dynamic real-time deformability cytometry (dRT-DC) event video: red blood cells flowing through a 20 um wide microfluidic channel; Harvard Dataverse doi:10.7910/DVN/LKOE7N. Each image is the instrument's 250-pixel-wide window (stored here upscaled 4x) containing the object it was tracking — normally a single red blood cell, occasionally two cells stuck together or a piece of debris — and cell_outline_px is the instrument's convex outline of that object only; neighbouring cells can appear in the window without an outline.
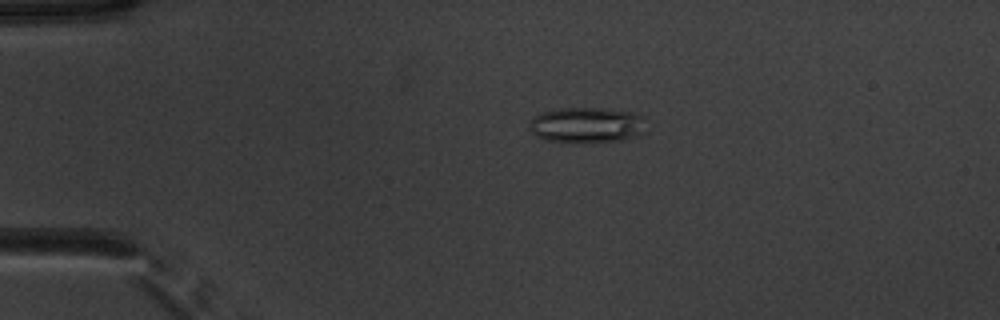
{"species": "common noctule bat (a hibernating species)", "species_latin": "Nyctalus noctula", "temperature_condition": "warm", "stored_images_in_passage": 52, "camera_frame_rate_fps": 3000, "um_per_image_px": 0.085, "animal": {"sex": "male", "body_mass_g": 20.1, "forearm_length_mm": 53.5}, "frame": {"image": 1, "passage_image": 12, "time_ms": 3.667, "image_size_px": [1000, 320], "cell_outline_px": [[648, 132], [624, 140], [584, 144], [572, 144], [544, 140], [536, 136], [528, 128], [532, 120], [536, 116], [544, 112], [560, 108], [600, 108], [632, 112], [640, 116]], "centroid_in_image_um": [49.88, 10.68], "position_along_channel_um": 35.1, "area_um2": 24.74}}
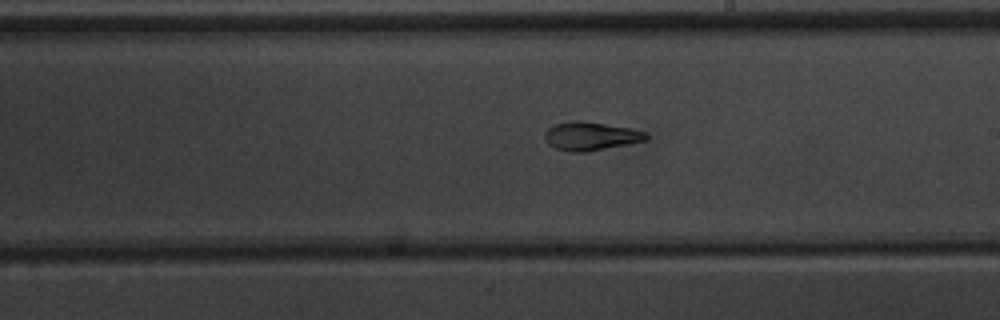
{"frame": {"image": 2, "passage_image": 31, "time_ms": 10.0, "image_size_px": [1000, 320], "cell_outline_px": [[648, 140], [628, 144], [584, 152], [568, 152], [556, 148], [548, 144], [544, 136], [544, 132], [548, 128], [556, 124], [572, 120], [580, 120], [628, 128], [644, 132], [648, 136]], "centroid_in_image_um": [50.17, 11.57], "position_along_channel_um": 238.8, "area_um2": 16.65}}
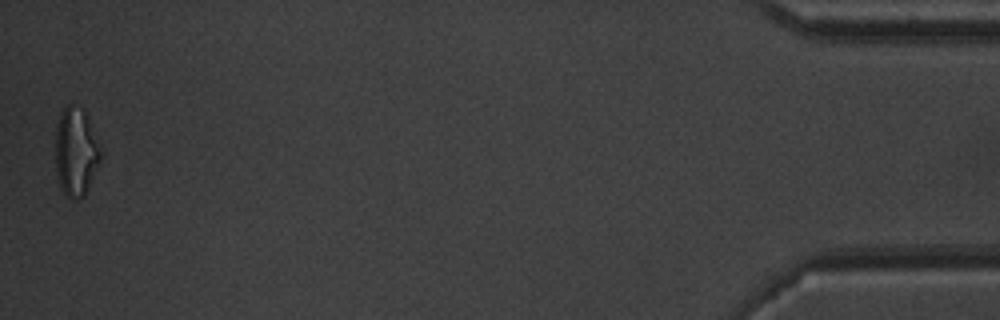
{"frame": {"image": 3, "passage_image": 52, "time_ms": 17.0, "image_size_px": [1000, 320], "cell_outline_px": [[100, 160], [88, 188], [84, 196], [76, 200], [72, 200], [60, 188], [56, 176], [56, 128], [60, 112], [68, 104], [72, 104], [84, 108], [100, 152]], "centroid_in_image_um": [6.41, 12.91], "position_along_channel_um": 428.8, "area_um2": 23.0}, "authors_computed_cell_mechanics": {"area_um2": 18.8717, "velocity_mm_per_s": 3.9438, "shape_relaxation_time_tau1_ms": 8.4577, "shape_relaxation_time_tau2_ms": 2.7225, "deformation_change_tau1": 0.2142, "deformation_change_tau2": 0.0924}}